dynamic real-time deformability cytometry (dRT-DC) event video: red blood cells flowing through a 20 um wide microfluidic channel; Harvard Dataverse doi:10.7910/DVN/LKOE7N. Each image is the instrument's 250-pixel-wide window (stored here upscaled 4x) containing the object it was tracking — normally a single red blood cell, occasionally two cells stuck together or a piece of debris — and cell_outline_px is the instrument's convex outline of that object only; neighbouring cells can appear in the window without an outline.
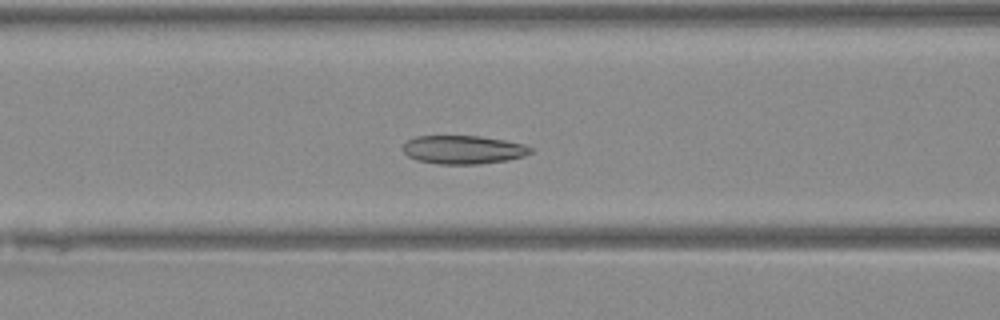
{"species": "Egyptian fruit bat (a non-hibernating species)", "species_latin": "Rousettus aegyptiacus", "temperature_condition": "warm", "stored_images_in_passage": 48, "camera_frame_rate_fps": 3000, "um_per_image_px": 0.085, "animal": {"sex": "female"}, "frame": {"image": 1, "passage_image": 20, "time_ms": 6.333, "image_size_px": [1000, 320], "cell_outline_px": [[536, 148], [532, 152], [524, 156], [508, 160], [480, 164], [436, 164], [416, 160], [408, 156], [400, 148], [408, 140], [416, 136], [480, 136], [504, 140], [524, 144]], "centroid_in_image_um": [39.39, 12.73], "position_along_channel_um": 127.2, "area_um2": 21.44}}
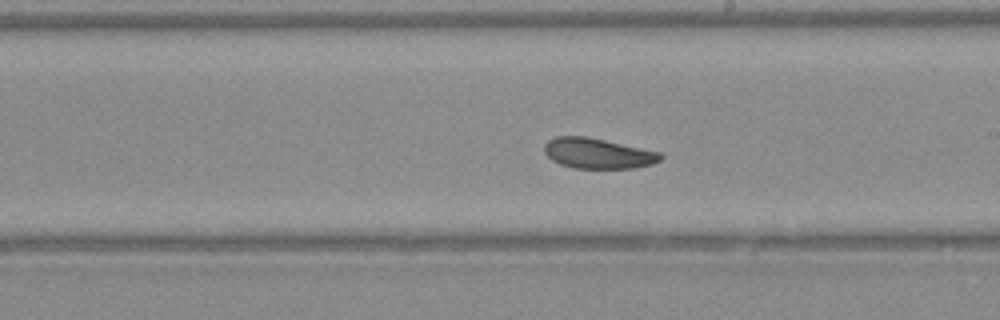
{"frame": {"image": 2, "passage_image": 28, "time_ms": 9.0, "image_size_px": [1000, 320], "cell_outline_px": [[664, 156], [660, 160], [652, 164], [636, 168], [572, 168], [560, 164], [552, 160], [544, 152], [544, 144], [548, 140], [556, 136], [584, 136], [604, 140], [660, 152]], "centroid_in_image_um": [50.8, 13.04], "position_along_channel_um": 238.2, "area_um2": 20.52}}
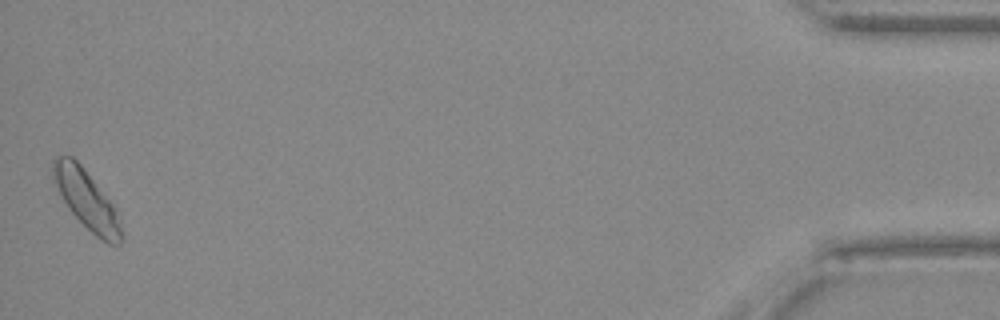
{"frame": {"image": 3, "passage_image": 48, "time_ms": 15.667, "image_size_px": [1000, 320], "cell_outline_px": [[124, 236], [120, 244], [108, 244], [100, 240], [68, 208], [52, 176], [52, 160], [56, 156], [72, 156], [80, 164], [116, 208], [120, 220]], "centroid_in_image_um": [7.39, 16.99], "position_along_channel_um": 427.8, "area_um2": 23.06}}